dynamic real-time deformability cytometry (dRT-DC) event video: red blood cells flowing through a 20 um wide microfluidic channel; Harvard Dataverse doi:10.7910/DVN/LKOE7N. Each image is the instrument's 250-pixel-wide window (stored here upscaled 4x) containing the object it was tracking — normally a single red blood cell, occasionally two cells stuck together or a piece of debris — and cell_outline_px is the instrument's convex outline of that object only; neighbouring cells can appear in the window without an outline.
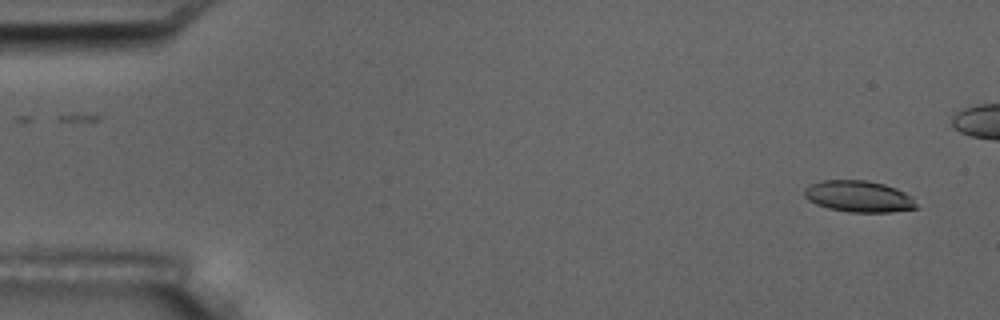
{"species": "common noctule bat (a hibernating species)", "species_latin": "Nyctalus noctula", "temperature_condition": "room temperature", "stored_images_in_passage": 3, "camera_frame_rate_fps": 3000, "um_per_image_px": 0.085, "animal": {"sex": "male", "body_mass_g": 17.5, "forearm_length_mm": 52.3}, "frame": {"image": 1, "passage_image": 3, "time_ms": 2.333, "image_size_px": [1000, 320], "cell_outline_px": [[920, 208], [892, 212], [848, 212], [828, 208], [816, 204], [808, 200], [804, 196], [804, 188], [808, 184], [820, 180], [868, 180], [884, 184], [896, 188], [912, 196]], "centroid_in_image_um": [72.99, 16.69], "position_along_channel_um": 12.0, "area_um2": 20.87}}